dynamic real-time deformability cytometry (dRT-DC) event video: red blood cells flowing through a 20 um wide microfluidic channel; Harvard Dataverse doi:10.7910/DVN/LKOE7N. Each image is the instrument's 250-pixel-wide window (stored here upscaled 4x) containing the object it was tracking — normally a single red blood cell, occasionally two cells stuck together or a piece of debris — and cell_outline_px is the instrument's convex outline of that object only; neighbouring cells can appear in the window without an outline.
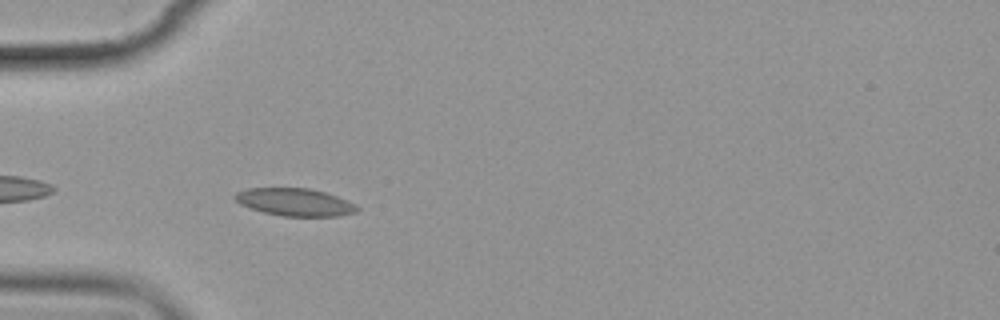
{"species": "common noctule bat (a hibernating species)", "species_latin": "Nyctalus noctula", "temperature_condition": "cold", "stored_images_in_passage": 6, "camera_frame_rate_fps": 3000, "um_per_image_px": 0.085, "animal": {"sex": "female", "body_mass_g": 19.9}, "frame": {"image": 1, "passage_image": 5, "time_ms": 4.667, "image_size_px": [1000, 320], "cell_outline_px": [[360, 208], [356, 212], [340, 216], [280, 216], [264, 212], [240, 204], [232, 196], [236, 192], [248, 188], [308, 188], [324, 192], [336, 196]], "centroid_in_image_um": [25.03, 17.18], "position_along_channel_um": 60.0, "area_um2": 19.42}}